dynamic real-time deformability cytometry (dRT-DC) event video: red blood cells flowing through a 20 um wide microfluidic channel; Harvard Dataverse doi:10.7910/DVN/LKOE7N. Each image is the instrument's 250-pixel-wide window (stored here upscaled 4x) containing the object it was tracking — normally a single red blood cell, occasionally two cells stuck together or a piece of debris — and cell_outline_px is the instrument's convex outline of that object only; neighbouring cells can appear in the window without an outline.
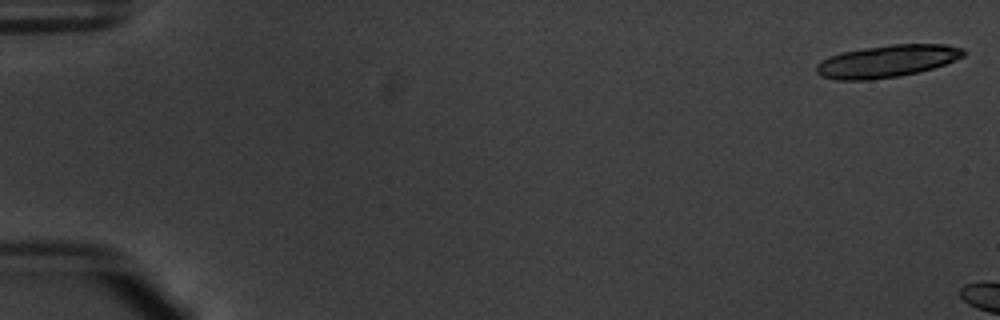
{"species": "common noctule bat (a hibernating species)", "species_latin": "Nyctalus noctula", "temperature_condition": "warm", "stored_images_in_passage": 6, "camera_frame_rate_fps": 3000, "um_per_image_px": 0.085, "animal": {"sex": "male", "body_mass_g": 20.1, "forearm_length_mm": 53.5}, "frame": {"image": 1, "passage_image": 1, "time_ms": 0.0, "image_size_px": [1000, 320], "cell_outline_px": [[968, 52], [964, 56], [944, 64], [932, 68], [900, 76], [868, 80], [836, 80], [820, 76], [816, 72], [816, 64], [820, 60], [828, 56], [844, 52], [864, 48], [892, 44], [948, 44], [964, 48]], "centroid_in_image_um": [75.39, 5.19], "position_along_channel_um": 9.6, "area_um2": 27.8}}